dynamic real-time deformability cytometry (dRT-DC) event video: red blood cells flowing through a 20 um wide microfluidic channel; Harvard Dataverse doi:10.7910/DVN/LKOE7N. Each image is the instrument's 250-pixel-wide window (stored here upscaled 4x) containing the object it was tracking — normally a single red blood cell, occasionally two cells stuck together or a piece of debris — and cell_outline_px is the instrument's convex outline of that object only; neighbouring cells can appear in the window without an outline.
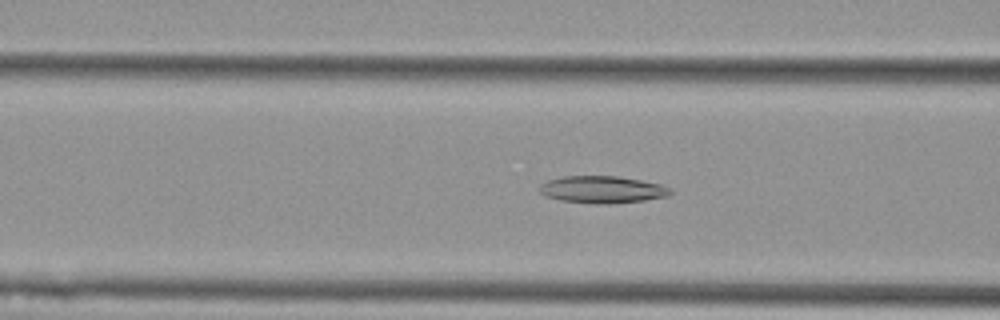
{"species": "Egyptian fruit bat (a non-hibernating species)", "species_latin": "Rousettus aegyptiacus", "temperature_condition": "cold", "stored_images_in_passage": 53, "camera_frame_rate_fps": 3000, "um_per_image_px": 0.085, "animal": {"sex": "female"}, "frame": {"image": 1, "passage_image": 20, "time_ms": 6.333, "image_size_px": [1000, 320], "cell_outline_px": [[672, 192], [668, 196], [644, 200], [608, 204], [592, 204], [560, 200], [544, 196], [536, 188], [540, 184], [548, 180], [564, 176], [616, 176], [640, 180], [660, 184], [672, 188]], "centroid_in_image_um": [51.16, 16.12], "position_along_channel_um": 115.4, "area_um2": 20.87}}
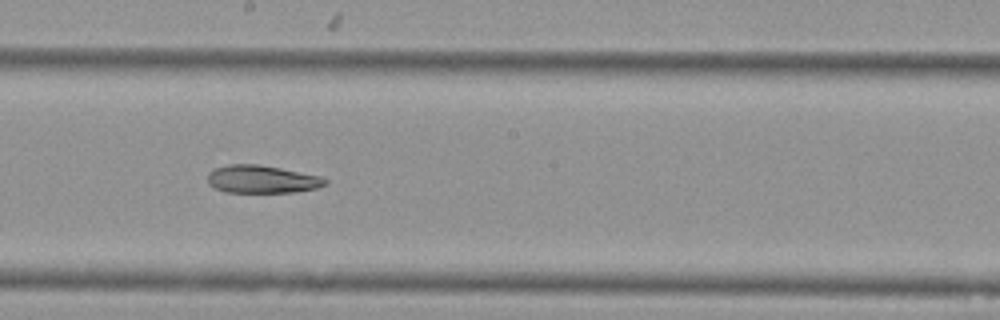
{"frame": {"image": 2, "passage_image": 29, "time_ms": 9.333, "image_size_px": [1000, 320], "cell_outline_px": [[328, 184], [316, 188], [296, 192], [224, 192], [208, 184], [208, 172], [216, 168], [228, 164], [256, 164], [280, 168], [320, 176], [328, 180]], "centroid_in_image_um": [22.26, 15.24], "position_along_channel_um": 225.9, "area_um2": 19.02}}
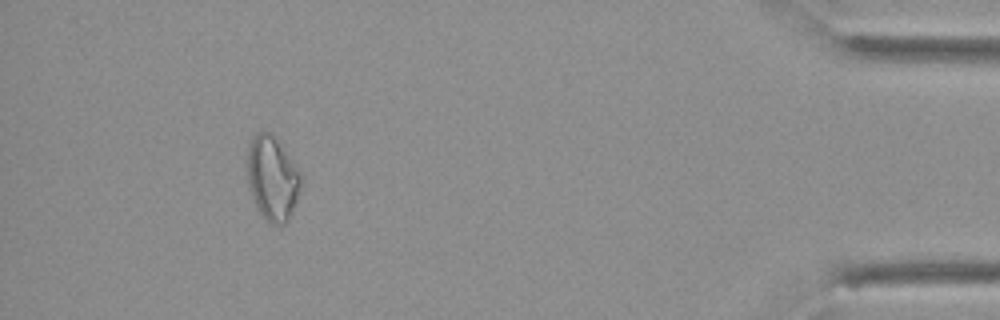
{"frame": {"image": 3, "passage_image": 49, "time_ms": 16.0, "image_size_px": [1000, 320], "cell_outline_px": [[300, 188], [296, 200], [288, 220], [280, 228], [272, 224], [260, 212], [252, 196], [248, 184], [248, 148], [256, 132], [268, 132], [272, 136], [300, 172]], "centroid_in_image_um": [23.14, 15.21], "position_along_channel_um": 412.1, "area_um2": 25.37}}